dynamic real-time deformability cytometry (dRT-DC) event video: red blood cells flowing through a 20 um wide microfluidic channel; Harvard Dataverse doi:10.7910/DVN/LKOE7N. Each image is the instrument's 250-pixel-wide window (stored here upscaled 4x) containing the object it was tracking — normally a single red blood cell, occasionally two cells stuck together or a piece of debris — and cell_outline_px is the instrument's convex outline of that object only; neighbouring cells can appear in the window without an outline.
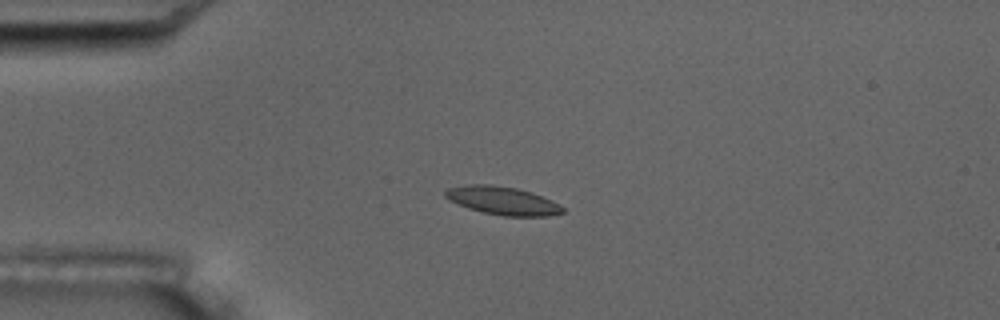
{"species": "common noctule bat (a hibernating species)", "species_latin": "Nyctalus noctula", "temperature_condition": "room temperature", "stored_images_in_passage": 6, "camera_frame_rate_fps": 3000, "um_per_image_px": 0.085, "animal": {"sex": "male", "body_mass_g": 17.5, "forearm_length_mm": 52.3}, "frame": {"image": 1, "passage_image": 5, "time_ms": 4.667, "image_size_px": [1000, 320], "cell_outline_px": [[564, 212], [548, 216], [504, 216], [484, 212], [468, 208], [448, 200], [444, 196], [444, 192], [448, 188], [464, 184], [492, 184], [516, 188], [532, 192], [552, 200], [560, 204], [564, 208]], "centroid_in_image_um": [42.71, 17.04], "position_along_channel_um": 42.3, "area_um2": 19.42}}